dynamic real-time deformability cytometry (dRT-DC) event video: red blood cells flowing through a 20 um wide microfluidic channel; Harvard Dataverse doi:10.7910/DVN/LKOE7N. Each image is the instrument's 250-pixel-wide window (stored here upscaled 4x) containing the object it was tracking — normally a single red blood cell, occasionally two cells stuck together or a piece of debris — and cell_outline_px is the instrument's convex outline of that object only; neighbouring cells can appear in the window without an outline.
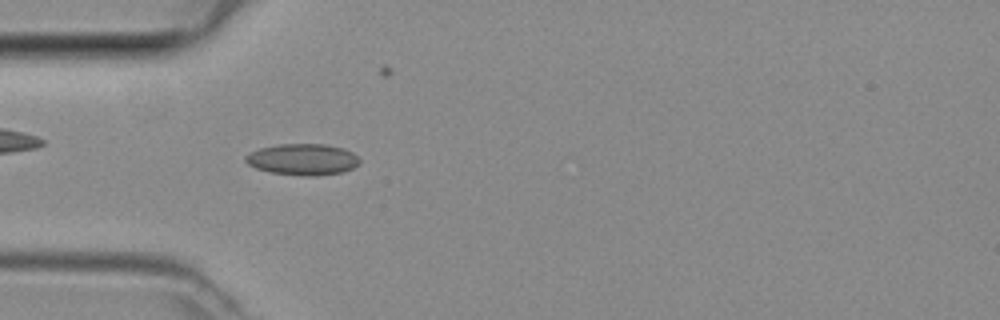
{"species": "common noctule bat (a hibernating species)", "species_latin": "Nyctalus noctula", "temperature_condition": "room temperature", "stored_images_in_passage": 3, "camera_frame_rate_fps": 3000, "um_per_image_px": 0.085, "animal": {"sex": "female", "body_mass_g": 29.2, "forearm_length_mm": 56.3}, "frame": {"image": 1, "passage_image": 3, "time_ms": 0.667, "image_size_px": [1000, 320], "cell_outline_px": [[360, 164], [344, 172], [316, 176], [304, 176], [272, 172], [256, 168], [248, 164], [244, 160], [244, 156], [248, 152], [260, 148], [276, 144], [324, 144], [344, 148], [352, 152], [360, 160]], "centroid_in_image_um": [25.72, 13.54], "position_along_channel_um": 59.3, "area_um2": 20.98}}